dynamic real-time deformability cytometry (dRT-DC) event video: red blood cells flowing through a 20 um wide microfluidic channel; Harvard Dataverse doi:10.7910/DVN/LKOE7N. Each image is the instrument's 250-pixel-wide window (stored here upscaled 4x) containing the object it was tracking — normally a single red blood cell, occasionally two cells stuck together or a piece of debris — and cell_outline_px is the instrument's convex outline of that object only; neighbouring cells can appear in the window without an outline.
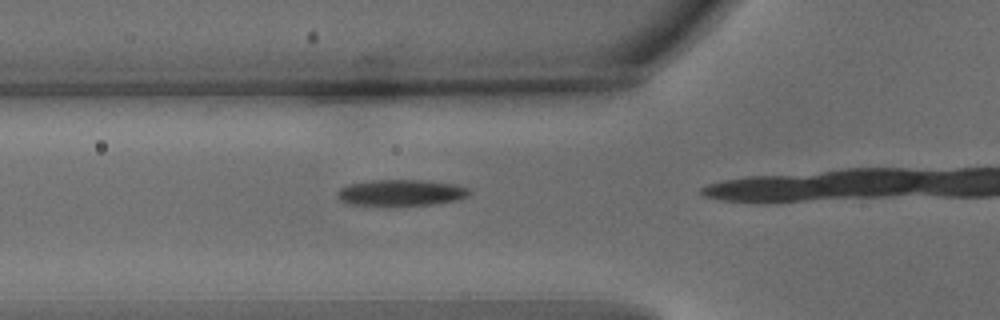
{"species": "common noctule bat (a hibernating species)", "species_latin": "Nyctalus noctula", "temperature_condition": "warm", "stored_images_in_passage": 9, "camera_frame_rate_fps": 3000, "um_per_image_px": 0.085, "animal": {"sex": "male", "body_mass_g": 15.6}, "frame": {"image": 1, "passage_image": 6, "time_ms": 1.667, "image_size_px": [1000, 320], "cell_outline_px": [[472, 192], [468, 196], [456, 200], [436, 204], [388, 208], [384, 208], [348, 204], [340, 200], [336, 196], [336, 192], [340, 188], [348, 184], [372, 180], [424, 180], [456, 184], [468, 188]], "centroid_in_image_um": [34.04, 16.42], "position_along_channel_um": 91.8, "area_um2": 21.27}}